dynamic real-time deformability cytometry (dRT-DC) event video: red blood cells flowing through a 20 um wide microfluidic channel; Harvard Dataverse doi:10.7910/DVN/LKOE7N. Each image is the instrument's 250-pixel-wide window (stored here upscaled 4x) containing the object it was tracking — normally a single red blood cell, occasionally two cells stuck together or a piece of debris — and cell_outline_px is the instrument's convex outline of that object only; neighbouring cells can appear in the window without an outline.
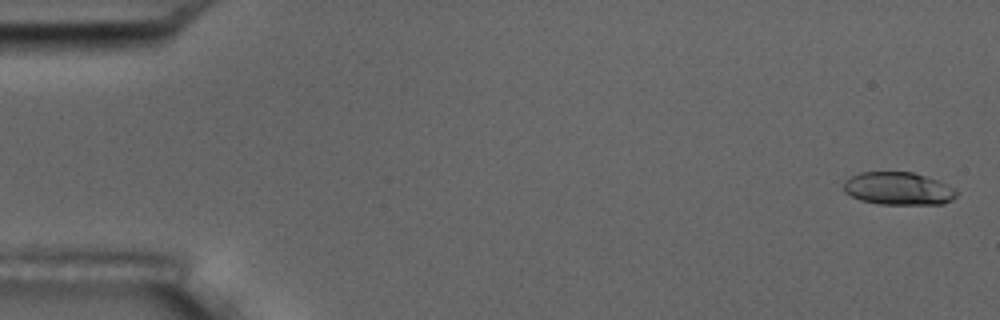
{"species": "common noctule bat (a hibernating species)", "species_latin": "Nyctalus noctula", "temperature_condition": "room temperature", "stored_images_in_passage": 6, "camera_frame_rate_fps": 3000, "um_per_image_px": 0.085, "animal": {"sex": "male", "body_mass_g": 17.5, "forearm_length_mm": 52.3}, "frame": {"image": 1, "passage_image": 1, "time_ms": 0.0, "image_size_px": [1000, 320], "cell_outline_px": [[960, 192], [952, 200], [944, 204], [880, 204], [860, 200], [844, 192], [844, 180], [860, 172], [912, 172], [936, 180]], "centroid_in_image_um": [76.34, 16.04], "position_along_channel_um": 8.7, "area_um2": 21.44}}
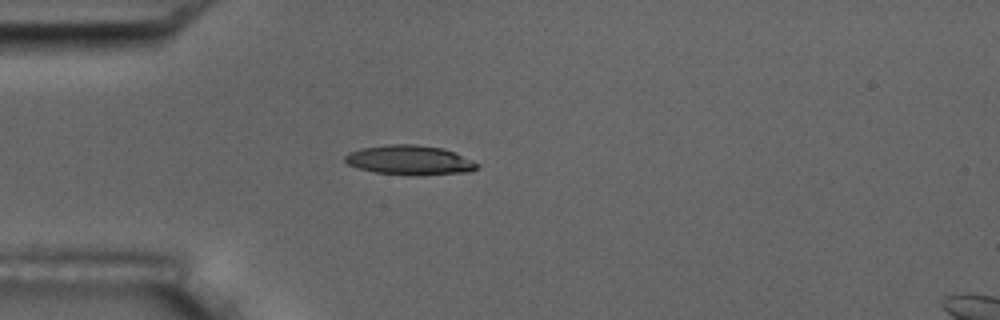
{"frame": {"image": 2, "passage_image": 5, "time_ms": 4.667, "image_size_px": [1000, 320], "cell_outline_px": [[480, 164], [472, 172], [420, 176], [416, 176], [376, 172], [360, 168], [348, 164], [344, 160], [344, 156], [348, 152], [360, 148], [388, 144], [412, 144], [444, 148], [472, 160]], "centroid_in_image_um": [34.84, 13.61], "position_along_channel_um": 50.2, "area_um2": 22.95}}